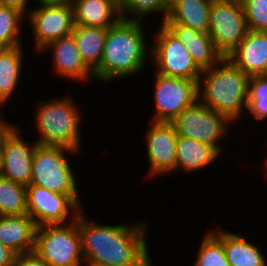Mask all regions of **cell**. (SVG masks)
Instances as JSON below:
<instances>
[{"instance_id":"1","label":"cell","mask_w":267,"mask_h":266,"mask_svg":"<svg viewBox=\"0 0 267 266\" xmlns=\"http://www.w3.org/2000/svg\"><path fill=\"white\" fill-rule=\"evenodd\" d=\"M83 211L78 213L75 221L84 261L112 266H153L145 233L148 224L104 225L90 221Z\"/></svg>"},{"instance_id":"2","label":"cell","mask_w":267,"mask_h":266,"mask_svg":"<svg viewBox=\"0 0 267 266\" xmlns=\"http://www.w3.org/2000/svg\"><path fill=\"white\" fill-rule=\"evenodd\" d=\"M142 20L121 18L108 27L100 65L93 71L102 83L141 73L150 57ZM149 51V52H148Z\"/></svg>"},{"instance_id":"3","label":"cell","mask_w":267,"mask_h":266,"mask_svg":"<svg viewBox=\"0 0 267 266\" xmlns=\"http://www.w3.org/2000/svg\"><path fill=\"white\" fill-rule=\"evenodd\" d=\"M249 80L250 76L223 57L215 66L202 71L198 101L234 124L247 109Z\"/></svg>"},{"instance_id":"4","label":"cell","mask_w":267,"mask_h":266,"mask_svg":"<svg viewBox=\"0 0 267 266\" xmlns=\"http://www.w3.org/2000/svg\"><path fill=\"white\" fill-rule=\"evenodd\" d=\"M70 96L40 102L35 114L38 145L64 146L75 151L81 148V112Z\"/></svg>"},{"instance_id":"5","label":"cell","mask_w":267,"mask_h":266,"mask_svg":"<svg viewBox=\"0 0 267 266\" xmlns=\"http://www.w3.org/2000/svg\"><path fill=\"white\" fill-rule=\"evenodd\" d=\"M78 154L64 146L36 145L30 184L69 195L79 206L78 185L72 166L65 154ZM81 204V205H80Z\"/></svg>"},{"instance_id":"6","label":"cell","mask_w":267,"mask_h":266,"mask_svg":"<svg viewBox=\"0 0 267 266\" xmlns=\"http://www.w3.org/2000/svg\"><path fill=\"white\" fill-rule=\"evenodd\" d=\"M34 251L49 266H82L81 236L76 221L38 226Z\"/></svg>"},{"instance_id":"7","label":"cell","mask_w":267,"mask_h":266,"mask_svg":"<svg viewBox=\"0 0 267 266\" xmlns=\"http://www.w3.org/2000/svg\"><path fill=\"white\" fill-rule=\"evenodd\" d=\"M154 35V44L150 50L155 73L198 82L202 70L196 65L191 54L178 38L163 24Z\"/></svg>"},{"instance_id":"8","label":"cell","mask_w":267,"mask_h":266,"mask_svg":"<svg viewBox=\"0 0 267 266\" xmlns=\"http://www.w3.org/2000/svg\"><path fill=\"white\" fill-rule=\"evenodd\" d=\"M248 31L240 0L212 1L208 34L223 57H227L241 43Z\"/></svg>"},{"instance_id":"9","label":"cell","mask_w":267,"mask_h":266,"mask_svg":"<svg viewBox=\"0 0 267 266\" xmlns=\"http://www.w3.org/2000/svg\"><path fill=\"white\" fill-rule=\"evenodd\" d=\"M171 123L177 135L215 146L220 152H223L220 141L226 136L229 125L233 124L199 101L183 110Z\"/></svg>"},{"instance_id":"10","label":"cell","mask_w":267,"mask_h":266,"mask_svg":"<svg viewBox=\"0 0 267 266\" xmlns=\"http://www.w3.org/2000/svg\"><path fill=\"white\" fill-rule=\"evenodd\" d=\"M26 199L27 214L37 227L71 223L82 210L69 195L33 184L26 186Z\"/></svg>"},{"instance_id":"11","label":"cell","mask_w":267,"mask_h":266,"mask_svg":"<svg viewBox=\"0 0 267 266\" xmlns=\"http://www.w3.org/2000/svg\"><path fill=\"white\" fill-rule=\"evenodd\" d=\"M155 122H172L183 110L198 101V82L155 73Z\"/></svg>"},{"instance_id":"12","label":"cell","mask_w":267,"mask_h":266,"mask_svg":"<svg viewBox=\"0 0 267 266\" xmlns=\"http://www.w3.org/2000/svg\"><path fill=\"white\" fill-rule=\"evenodd\" d=\"M26 19L33 31L34 48L39 53L49 42L72 34L73 5L71 2L40 5L31 9Z\"/></svg>"},{"instance_id":"13","label":"cell","mask_w":267,"mask_h":266,"mask_svg":"<svg viewBox=\"0 0 267 266\" xmlns=\"http://www.w3.org/2000/svg\"><path fill=\"white\" fill-rule=\"evenodd\" d=\"M17 127L13 124L1 139L0 174L27 186L31 181L33 155L37 143L25 142Z\"/></svg>"},{"instance_id":"14","label":"cell","mask_w":267,"mask_h":266,"mask_svg":"<svg viewBox=\"0 0 267 266\" xmlns=\"http://www.w3.org/2000/svg\"><path fill=\"white\" fill-rule=\"evenodd\" d=\"M148 177L175 172L177 138L171 122L153 121L145 133Z\"/></svg>"},{"instance_id":"15","label":"cell","mask_w":267,"mask_h":266,"mask_svg":"<svg viewBox=\"0 0 267 266\" xmlns=\"http://www.w3.org/2000/svg\"><path fill=\"white\" fill-rule=\"evenodd\" d=\"M51 51L53 72L73 81L95 82L93 72L82 61L73 34L49 42L40 52Z\"/></svg>"},{"instance_id":"16","label":"cell","mask_w":267,"mask_h":266,"mask_svg":"<svg viewBox=\"0 0 267 266\" xmlns=\"http://www.w3.org/2000/svg\"><path fill=\"white\" fill-rule=\"evenodd\" d=\"M227 58L250 77L267 75V31L249 30Z\"/></svg>"},{"instance_id":"17","label":"cell","mask_w":267,"mask_h":266,"mask_svg":"<svg viewBox=\"0 0 267 266\" xmlns=\"http://www.w3.org/2000/svg\"><path fill=\"white\" fill-rule=\"evenodd\" d=\"M186 47L196 65L203 71L215 66L223 56L217 51L213 39L208 33L200 32L191 27L162 22Z\"/></svg>"},{"instance_id":"18","label":"cell","mask_w":267,"mask_h":266,"mask_svg":"<svg viewBox=\"0 0 267 266\" xmlns=\"http://www.w3.org/2000/svg\"><path fill=\"white\" fill-rule=\"evenodd\" d=\"M36 228L28 214L0 216V243L16 255L34 251Z\"/></svg>"},{"instance_id":"19","label":"cell","mask_w":267,"mask_h":266,"mask_svg":"<svg viewBox=\"0 0 267 266\" xmlns=\"http://www.w3.org/2000/svg\"><path fill=\"white\" fill-rule=\"evenodd\" d=\"M71 3L76 25L108 28L122 18L113 0H71Z\"/></svg>"},{"instance_id":"20","label":"cell","mask_w":267,"mask_h":266,"mask_svg":"<svg viewBox=\"0 0 267 266\" xmlns=\"http://www.w3.org/2000/svg\"><path fill=\"white\" fill-rule=\"evenodd\" d=\"M221 154L215 146L178 135L175 171L194 173L215 163Z\"/></svg>"},{"instance_id":"21","label":"cell","mask_w":267,"mask_h":266,"mask_svg":"<svg viewBox=\"0 0 267 266\" xmlns=\"http://www.w3.org/2000/svg\"><path fill=\"white\" fill-rule=\"evenodd\" d=\"M213 0H169V10L164 21L209 32V15Z\"/></svg>"},{"instance_id":"22","label":"cell","mask_w":267,"mask_h":266,"mask_svg":"<svg viewBox=\"0 0 267 266\" xmlns=\"http://www.w3.org/2000/svg\"><path fill=\"white\" fill-rule=\"evenodd\" d=\"M107 29L74 24L72 34L76 40L78 51L82 61L92 72L102 60Z\"/></svg>"},{"instance_id":"23","label":"cell","mask_w":267,"mask_h":266,"mask_svg":"<svg viewBox=\"0 0 267 266\" xmlns=\"http://www.w3.org/2000/svg\"><path fill=\"white\" fill-rule=\"evenodd\" d=\"M23 48L22 45L0 48V104L3 107L18 88L23 69Z\"/></svg>"},{"instance_id":"24","label":"cell","mask_w":267,"mask_h":266,"mask_svg":"<svg viewBox=\"0 0 267 266\" xmlns=\"http://www.w3.org/2000/svg\"><path fill=\"white\" fill-rule=\"evenodd\" d=\"M223 247L230 266H267L259 247L245 236L223 230Z\"/></svg>"},{"instance_id":"25","label":"cell","mask_w":267,"mask_h":266,"mask_svg":"<svg viewBox=\"0 0 267 266\" xmlns=\"http://www.w3.org/2000/svg\"><path fill=\"white\" fill-rule=\"evenodd\" d=\"M27 214L26 186L0 174V216Z\"/></svg>"},{"instance_id":"26","label":"cell","mask_w":267,"mask_h":266,"mask_svg":"<svg viewBox=\"0 0 267 266\" xmlns=\"http://www.w3.org/2000/svg\"><path fill=\"white\" fill-rule=\"evenodd\" d=\"M193 266H230L223 247L222 229L204 234Z\"/></svg>"},{"instance_id":"27","label":"cell","mask_w":267,"mask_h":266,"mask_svg":"<svg viewBox=\"0 0 267 266\" xmlns=\"http://www.w3.org/2000/svg\"><path fill=\"white\" fill-rule=\"evenodd\" d=\"M25 17L15 8L0 5V48L22 45L20 34Z\"/></svg>"},{"instance_id":"28","label":"cell","mask_w":267,"mask_h":266,"mask_svg":"<svg viewBox=\"0 0 267 266\" xmlns=\"http://www.w3.org/2000/svg\"><path fill=\"white\" fill-rule=\"evenodd\" d=\"M118 9L122 18L128 20H143L150 14L162 13V23L168 14L169 0H122Z\"/></svg>"},{"instance_id":"29","label":"cell","mask_w":267,"mask_h":266,"mask_svg":"<svg viewBox=\"0 0 267 266\" xmlns=\"http://www.w3.org/2000/svg\"><path fill=\"white\" fill-rule=\"evenodd\" d=\"M246 111L258 121L267 119V75L250 77Z\"/></svg>"},{"instance_id":"30","label":"cell","mask_w":267,"mask_h":266,"mask_svg":"<svg viewBox=\"0 0 267 266\" xmlns=\"http://www.w3.org/2000/svg\"><path fill=\"white\" fill-rule=\"evenodd\" d=\"M248 30L267 31V0H240Z\"/></svg>"},{"instance_id":"31","label":"cell","mask_w":267,"mask_h":266,"mask_svg":"<svg viewBox=\"0 0 267 266\" xmlns=\"http://www.w3.org/2000/svg\"><path fill=\"white\" fill-rule=\"evenodd\" d=\"M13 266H49L35 251L15 256Z\"/></svg>"},{"instance_id":"32","label":"cell","mask_w":267,"mask_h":266,"mask_svg":"<svg viewBox=\"0 0 267 266\" xmlns=\"http://www.w3.org/2000/svg\"><path fill=\"white\" fill-rule=\"evenodd\" d=\"M16 254L0 243V266H13Z\"/></svg>"},{"instance_id":"33","label":"cell","mask_w":267,"mask_h":266,"mask_svg":"<svg viewBox=\"0 0 267 266\" xmlns=\"http://www.w3.org/2000/svg\"><path fill=\"white\" fill-rule=\"evenodd\" d=\"M28 2V0H0V5L15 8L26 16L29 13Z\"/></svg>"},{"instance_id":"34","label":"cell","mask_w":267,"mask_h":266,"mask_svg":"<svg viewBox=\"0 0 267 266\" xmlns=\"http://www.w3.org/2000/svg\"><path fill=\"white\" fill-rule=\"evenodd\" d=\"M35 1V0H34ZM38 5H51V4H67L71 0H36Z\"/></svg>"},{"instance_id":"35","label":"cell","mask_w":267,"mask_h":266,"mask_svg":"<svg viewBox=\"0 0 267 266\" xmlns=\"http://www.w3.org/2000/svg\"><path fill=\"white\" fill-rule=\"evenodd\" d=\"M10 122H0V142L3 137V135L9 130V128L12 126Z\"/></svg>"},{"instance_id":"36","label":"cell","mask_w":267,"mask_h":266,"mask_svg":"<svg viewBox=\"0 0 267 266\" xmlns=\"http://www.w3.org/2000/svg\"><path fill=\"white\" fill-rule=\"evenodd\" d=\"M84 264H86V266H112L109 264L95 262V261H84Z\"/></svg>"},{"instance_id":"37","label":"cell","mask_w":267,"mask_h":266,"mask_svg":"<svg viewBox=\"0 0 267 266\" xmlns=\"http://www.w3.org/2000/svg\"><path fill=\"white\" fill-rule=\"evenodd\" d=\"M2 108H4L1 104H0V111L2 110ZM3 115L0 112V122H7L5 121V118L2 117Z\"/></svg>"},{"instance_id":"38","label":"cell","mask_w":267,"mask_h":266,"mask_svg":"<svg viewBox=\"0 0 267 266\" xmlns=\"http://www.w3.org/2000/svg\"><path fill=\"white\" fill-rule=\"evenodd\" d=\"M0 170H1V142H0Z\"/></svg>"},{"instance_id":"39","label":"cell","mask_w":267,"mask_h":266,"mask_svg":"<svg viewBox=\"0 0 267 266\" xmlns=\"http://www.w3.org/2000/svg\"><path fill=\"white\" fill-rule=\"evenodd\" d=\"M117 5L122 1V0H113Z\"/></svg>"},{"instance_id":"40","label":"cell","mask_w":267,"mask_h":266,"mask_svg":"<svg viewBox=\"0 0 267 266\" xmlns=\"http://www.w3.org/2000/svg\"><path fill=\"white\" fill-rule=\"evenodd\" d=\"M266 148H267V144H266ZM267 164V157H266V159H265V161H264V166Z\"/></svg>"}]
</instances>
